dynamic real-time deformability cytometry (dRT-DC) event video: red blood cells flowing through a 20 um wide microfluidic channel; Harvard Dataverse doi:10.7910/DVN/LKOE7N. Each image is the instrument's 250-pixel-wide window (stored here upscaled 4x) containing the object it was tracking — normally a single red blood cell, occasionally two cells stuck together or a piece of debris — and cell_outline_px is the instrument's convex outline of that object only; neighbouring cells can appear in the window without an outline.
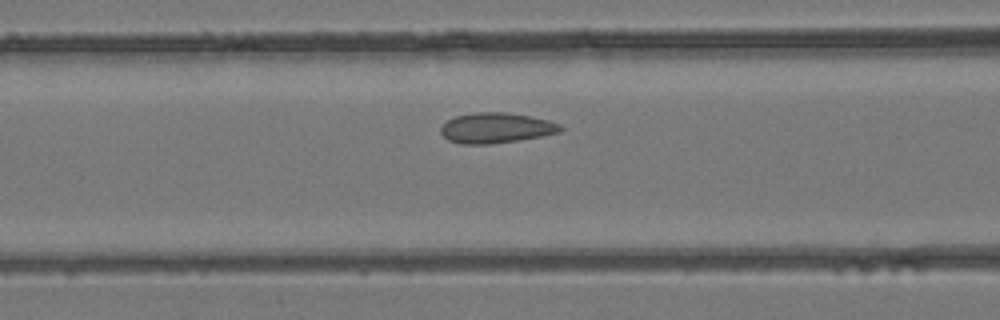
{"species": "common noctule bat (a hibernating species)", "species_latin": "Nyctalus noctula", "temperature_condition": "room temperature", "stored_images_in_passage": 6, "segment_of_instrument_passage": [1, 2], "camera_frame_rate_fps": 3000, "um_per_image_px": 0.085, "animal": {"sex": "female", "body_mass_g": 24.6, "forearm_length_mm": 56.2}, "frame": {"image": 1, "passage_image": 5, "time_ms": 1.333, "image_size_px": [1000, 320], "cell_outline_px": [[564, 128], [560, 132], [540, 136], [516, 140], [488, 144], [460, 144], [448, 140], [440, 132], [440, 128], [448, 120], [456, 116], [472, 112], [504, 112], [532, 116], [548, 120], [560, 124]], "centroid_in_image_um": [42.16, 10.86], "position_along_channel_um": 124.4, "area_um2": 21.1}}